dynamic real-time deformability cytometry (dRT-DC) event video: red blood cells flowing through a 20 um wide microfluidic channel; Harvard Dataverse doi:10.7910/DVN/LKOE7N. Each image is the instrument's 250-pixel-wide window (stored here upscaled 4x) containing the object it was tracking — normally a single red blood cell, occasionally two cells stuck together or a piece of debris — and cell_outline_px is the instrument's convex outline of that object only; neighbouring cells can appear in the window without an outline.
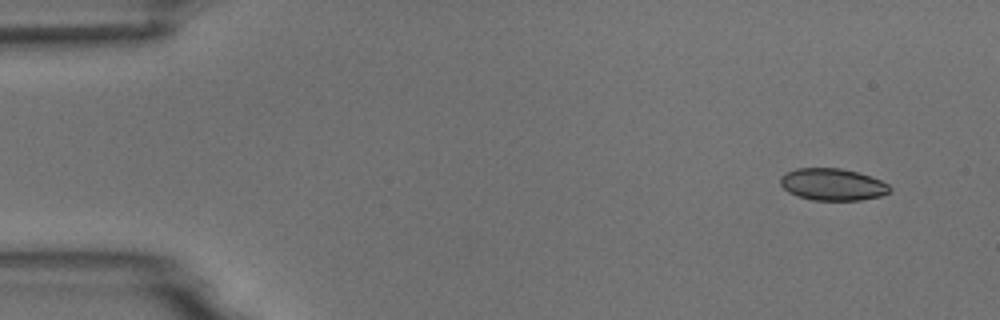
{"species": "common noctule bat (a hibernating species)", "species_latin": "Nyctalus noctula", "temperature_condition": "room temperature", "stored_images_in_passage": 4, "camera_frame_rate_fps": 3000, "um_per_image_px": 0.085, "animal": {"sex": "male", "body_mass_g": 18.8}, "frame": {"image": 1, "passage_image": 1, "time_ms": 0.0, "image_size_px": [1000, 320], "cell_outline_px": [[892, 192], [880, 196], [860, 200], [812, 200], [796, 196], [788, 192], [780, 184], [780, 176], [784, 172], [796, 168], [840, 168], [856, 172], [880, 180], [888, 184], [892, 188]], "centroid_in_image_um": [70.74, 15.68], "position_along_channel_um": 14.3, "area_um2": 20.52}}
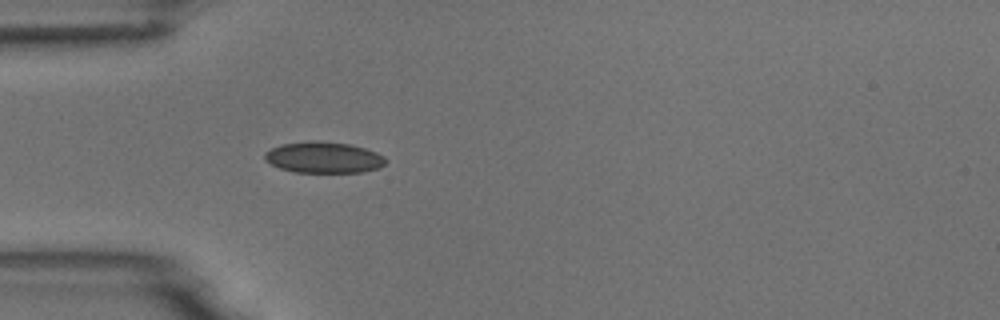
{"frame": {"image": 2, "passage_image": 4, "time_ms": 4.0, "image_size_px": [1000, 320], "cell_outline_px": [[388, 160], [380, 168], [364, 172], [296, 172], [280, 168], [264, 160], [264, 152], [280, 144], [312, 140], [316, 140], [348, 144], [364, 148], [376, 152], [384, 156]], "centroid_in_image_um": [27.52, 13.38], "position_along_channel_um": 57.5, "area_um2": 22.08}}